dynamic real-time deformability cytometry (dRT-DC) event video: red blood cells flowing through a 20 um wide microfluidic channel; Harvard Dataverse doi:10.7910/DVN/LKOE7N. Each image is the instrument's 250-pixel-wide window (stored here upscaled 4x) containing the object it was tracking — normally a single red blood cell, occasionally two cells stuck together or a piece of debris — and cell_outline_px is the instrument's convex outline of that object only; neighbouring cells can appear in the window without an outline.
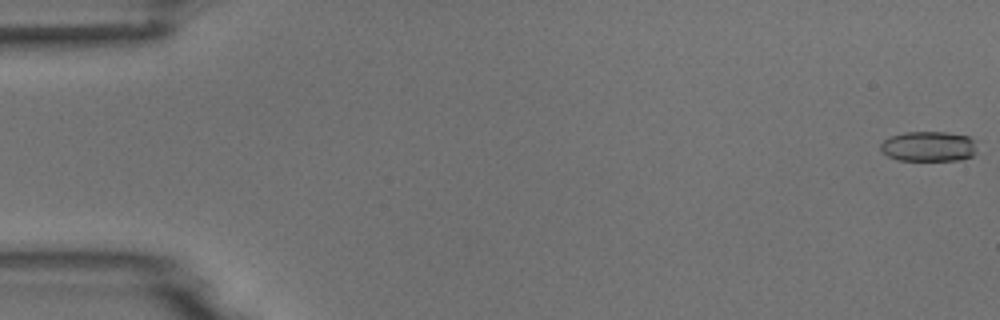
{"species": "common noctule bat (a hibernating species)", "species_latin": "Nyctalus noctula", "temperature_condition": "room temperature", "stored_images_in_passage": 5, "camera_frame_rate_fps": 3000, "um_per_image_px": 0.085, "animal": {"sex": "male", "body_mass_g": 18.8}, "frame": {"image": 1, "passage_image": 1, "time_ms": 0.0, "image_size_px": [1000, 320], "cell_outline_px": [[976, 152], [972, 156], [960, 160], [896, 160], [888, 156], [880, 148], [880, 144], [884, 140], [892, 136], [904, 132], [944, 132], [968, 136], [976, 140]], "centroid_in_image_um": [78.96, 12.44], "position_along_channel_um": 6.0, "area_um2": 16.99}}
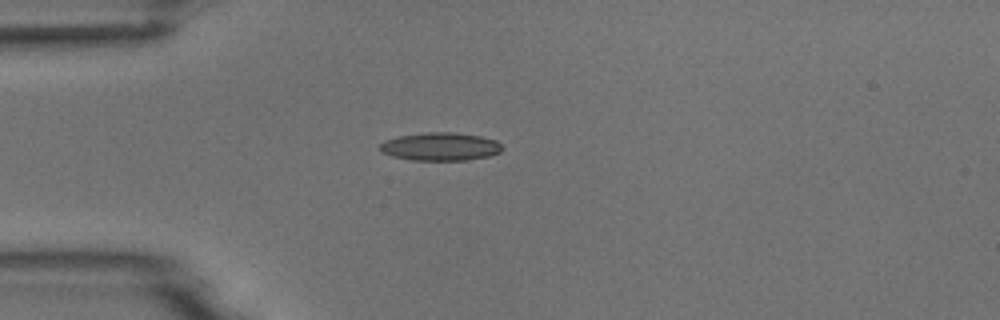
{"frame": {"image": 2, "passage_image": 5, "time_ms": 4.667, "image_size_px": [1000, 320], "cell_outline_px": [[504, 148], [500, 152], [488, 156], [468, 160], [412, 160], [392, 156], [380, 152], [376, 148], [384, 140], [400, 136], [424, 132], [456, 132], [480, 136], [496, 140]], "centroid_in_image_um": [37.4, 12.46], "position_along_channel_um": 47.6, "area_um2": 20.23}}